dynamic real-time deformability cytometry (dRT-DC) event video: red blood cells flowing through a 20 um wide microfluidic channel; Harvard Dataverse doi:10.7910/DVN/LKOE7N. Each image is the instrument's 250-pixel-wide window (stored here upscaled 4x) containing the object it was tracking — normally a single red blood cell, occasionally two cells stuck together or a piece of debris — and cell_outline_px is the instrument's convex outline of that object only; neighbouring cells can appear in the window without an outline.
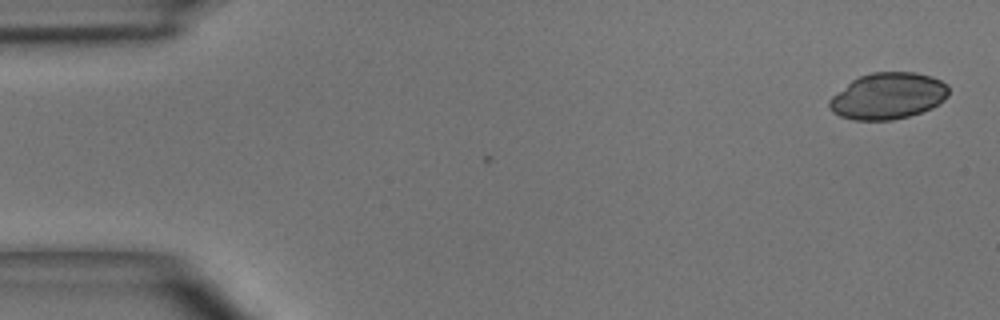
{"species": "common noctule bat (a hibernating species)", "species_latin": "Nyctalus noctula", "temperature_condition": "room temperature", "stored_images_in_passage": 2, "camera_frame_rate_fps": 3000, "um_per_image_px": 0.085, "animal": {"sex": "male", "body_mass_g": 15.6}, "frame": {"image": 1, "passage_image": 2, "time_ms": 0.333, "image_size_px": [1000, 320], "cell_outline_px": [[948, 96], [940, 104], [932, 108], [908, 116], [892, 120], [852, 120], [840, 116], [832, 112], [828, 108], [828, 100], [832, 96], [852, 80], [860, 76], [872, 72], [916, 72], [932, 76], [948, 84]], "centroid_in_image_um": [75.48, 8.16], "position_along_channel_um": 9.5, "area_um2": 32.48}}